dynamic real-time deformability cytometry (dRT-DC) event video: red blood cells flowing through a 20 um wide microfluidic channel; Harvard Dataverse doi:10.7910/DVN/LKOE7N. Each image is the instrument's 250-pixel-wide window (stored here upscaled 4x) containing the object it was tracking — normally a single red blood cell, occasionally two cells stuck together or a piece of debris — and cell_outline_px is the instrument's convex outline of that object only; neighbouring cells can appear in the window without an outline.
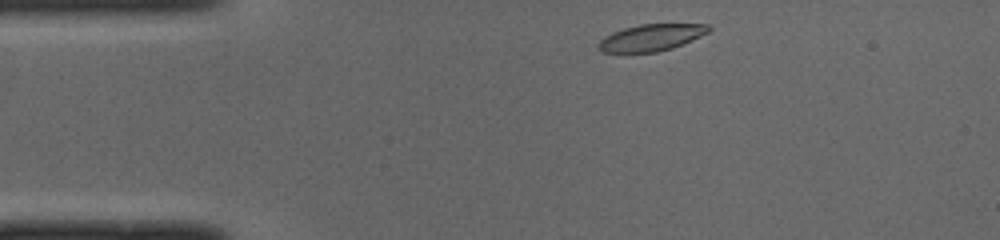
{"species": "common noctule bat (a hibernating species)", "species_latin": "Nyctalus noctula", "temperature_condition": "cold", "stored_images_in_passage": 42, "camera_frame_rate_fps": 3000, "um_per_image_px": 0.085, "animal": {"sex": "male", "body_mass_g": 19.0, "forearm_length_mm": 50.8}, "frame": {"image": 1, "passage_image": 1, "time_ms": 0.0, "image_size_px": [1000, 240], "cell_outline_px": [[712, 28], [708, 32], [700, 36], [672, 48], [656, 52], [600, 52], [596, 44], [604, 36], [612, 32], [624, 28], [640, 24], [708, 24]], "centroid_in_image_um": [55.31, 3.19], "position_along_channel_um": 29.7, "area_um2": 17.11}}
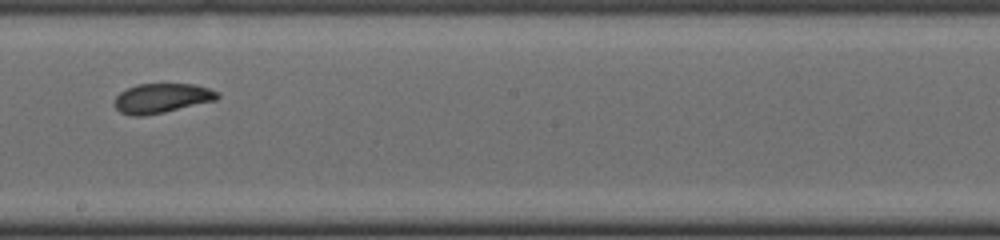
{"frame": {"image": 2, "passage_image": 20, "time_ms": 6.333, "image_size_px": [1000, 240], "cell_outline_px": [[220, 96], [216, 100], [164, 112], [140, 116], [132, 116], [120, 112], [116, 108], [116, 96], [120, 92], [136, 84], [192, 84], [208, 88], [216, 92]], "centroid_in_image_um": [13.74, 8.34], "position_along_channel_um": 234.5, "area_um2": 17.46}}
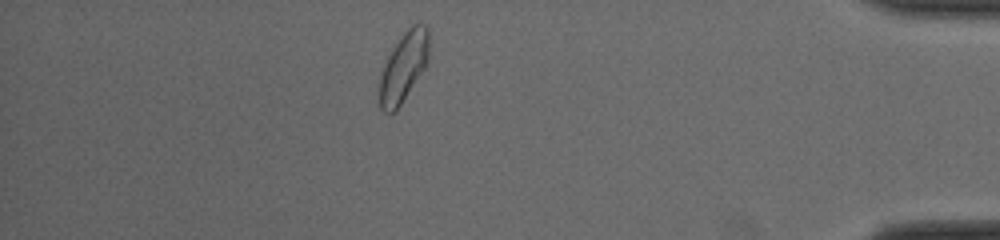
{"frame": {"image": 3, "passage_image": 36, "time_ms": 11.667, "image_size_px": [1000, 240], "cell_outline_px": [[428, 60], [424, 68], [396, 112], [384, 112], [380, 108], [380, 76], [384, 64], [392, 48], [404, 32], [412, 24], [420, 20], [428, 28]], "centroid_in_image_um": [34.31, 5.66], "position_along_channel_um": 400.9, "area_um2": 19.94}, "authors_computed_cell_mechanics": {"area_um2": 18.2937, "velocity_mm_per_s": 3.9544, "shape_relaxation_time_tau1_ms": 4.359, "shape_relaxation_time_tau2_ms": 1.534, "deformation_change_tau1": 0.137, "deformation_change_tau2": 0.0702}}